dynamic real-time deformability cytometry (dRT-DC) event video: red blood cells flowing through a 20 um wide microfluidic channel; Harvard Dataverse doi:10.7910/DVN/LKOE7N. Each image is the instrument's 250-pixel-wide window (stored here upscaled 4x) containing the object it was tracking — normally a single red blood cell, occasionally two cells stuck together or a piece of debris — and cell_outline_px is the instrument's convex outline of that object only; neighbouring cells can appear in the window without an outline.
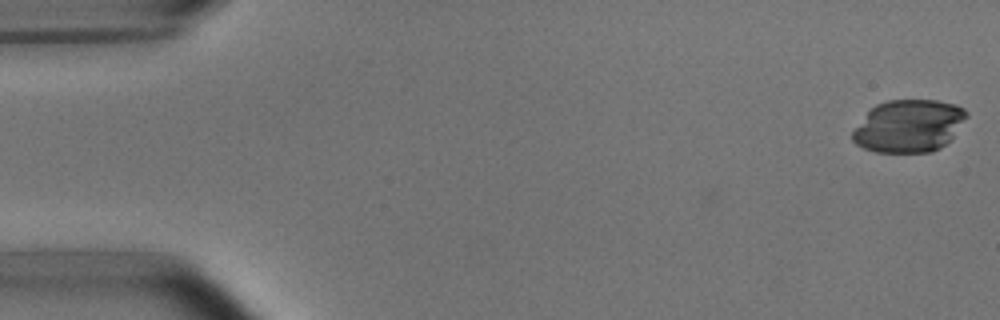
{"species": "common noctule bat (a hibernating species)", "species_latin": "Nyctalus noctula", "temperature_condition": "room temperature", "stored_images_in_passage": 5, "camera_frame_rate_fps": 3000, "um_per_image_px": 0.085, "animal": {"sex": "male", "body_mass_g": 15.6}, "frame": {"image": 1, "passage_image": 1, "time_ms": 0.0, "image_size_px": [1000, 320], "cell_outline_px": [[968, 116], [952, 140], [940, 148], [932, 152], [876, 152], [864, 148], [856, 144], [852, 140], [852, 132], [868, 112], [876, 104], [888, 100], [936, 100], [956, 104], [964, 108], [968, 112]], "centroid_in_image_um": [77.3, 10.71], "position_along_channel_um": 7.7, "area_um2": 35.08}}